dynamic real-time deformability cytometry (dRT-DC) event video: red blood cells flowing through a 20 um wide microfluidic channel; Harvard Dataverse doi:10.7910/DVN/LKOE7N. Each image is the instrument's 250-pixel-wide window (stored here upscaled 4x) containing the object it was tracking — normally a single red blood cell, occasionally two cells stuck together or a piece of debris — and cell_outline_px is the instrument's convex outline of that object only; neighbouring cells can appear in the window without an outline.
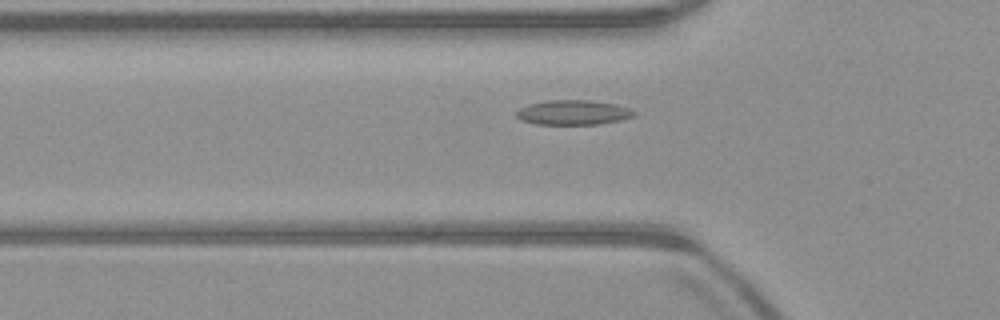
{"species": "common noctule bat (a hibernating species)", "species_latin": "Nyctalus noctula", "temperature_condition": "warm", "stored_images_in_passage": 41, "camera_frame_rate_fps": 3000, "um_per_image_px": 0.085, "animal": {"sex": "male", "body_mass_g": 23.1, "forearm_length_mm": 52.7}, "frame": {"image": 1, "passage_image": 6, "time_ms": 1.667, "image_size_px": [1000, 320], "cell_outline_px": [[636, 116], [620, 120], [600, 124], [536, 124], [520, 120], [516, 116], [516, 112], [520, 108], [528, 104], [548, 100], [592, 100], [616, 104], [628, 108], [636, 112]], "centroid_in_image_um": [48.73, 9.56], "position_along_channel_um": 77.1, "area_um2": 17.05}}
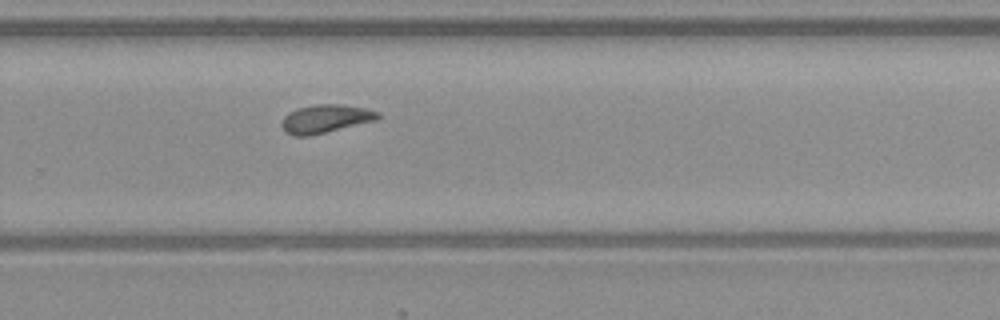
{"frame": {"image": 2, "passage_image": 23, "time_ms": 7.333, "image_size_px": [1000, 320], "cell_outline_px": [[380, 116], [376, 120], [308, 136], [296, 136], [284, 132], [280, 124], [284, 116], [288, 112], [296, 108], [316, 104], [340, 104], [364, 108], [380, 112]], "centroid_in_image_um": [27.62, 10.09], "position_along_channel_um": 302.2, "area_um2": 15.84}}
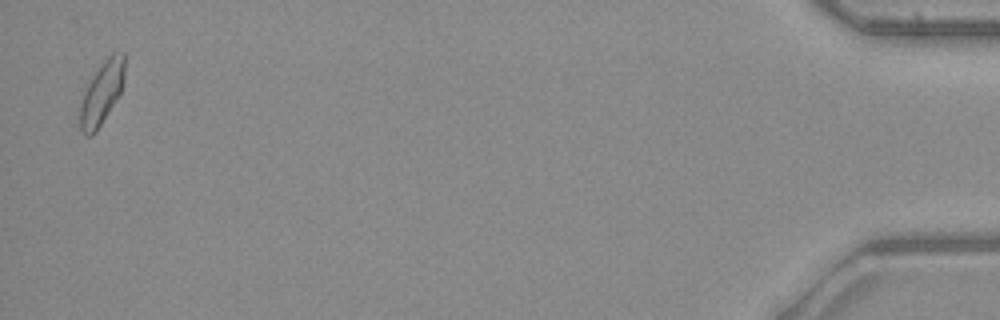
{"frame": {"image": 3, "passage_image": 40, "time_ms": 13.0, "image_size_px": [1000, 320], "cell_outline_px": [[124, 80], [120, 92], [96, 132], [92, 136], [84, 136], [80, 132], [80, 104], [84, 84], [104, 60], [112, 52], [124, 52]], "centroid_in_image_um": [8.6, 7.89], "position_along_channel_um": 426.6, "area_um2": 16.65}, "authors_computed_cell_mechanics": {"area_um2": 15.7216, "velocity_mm_per_s": 3.9524, "shape_relaxation_time_tau1_ms": 8.6342, "shape_relaxation_time_tau2_ms": 5.3237, "deformation_change_tau1": 0.1632, "deformation_change_tau2": 0.1058}}